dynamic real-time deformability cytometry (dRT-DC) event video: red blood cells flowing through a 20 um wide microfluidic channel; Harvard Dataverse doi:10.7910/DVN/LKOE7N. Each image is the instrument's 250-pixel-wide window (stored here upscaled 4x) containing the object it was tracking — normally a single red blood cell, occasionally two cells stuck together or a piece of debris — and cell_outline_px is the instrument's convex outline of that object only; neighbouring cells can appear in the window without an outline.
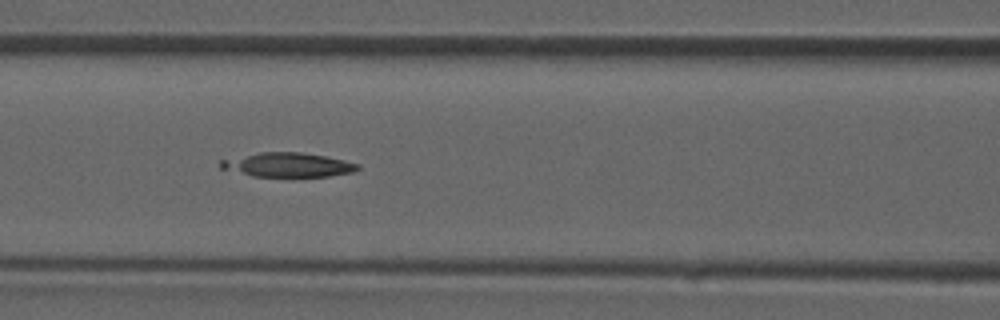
{"species": "common noctule bat (a hibernating species)", "species_latin": "Nyctalus noctula", "temperature_condition": "room temperature", "stored_images_in_passage": 36, "camera_frame_rate_fps": 3000, "um_per_image_px": 0.085, "animal": {"sex": "male", "forearm_length_mm": 52.5}, "frame": {"image": 1, "passage_image": 16, "time_ms": 5.0, "image_size_px": [1000, 320], "cell_outline_px": [[360, 168], [352, 172], [328, 176], [252, 176], [220, 168], [220, 160], [260, 152], [300, 152], [324, 156], [344, 160], [360, 164]], "centroid_in_image_um": [24.46, 14.01], "position_along_channel_um": 142.1, "area_um2": 19.13}}